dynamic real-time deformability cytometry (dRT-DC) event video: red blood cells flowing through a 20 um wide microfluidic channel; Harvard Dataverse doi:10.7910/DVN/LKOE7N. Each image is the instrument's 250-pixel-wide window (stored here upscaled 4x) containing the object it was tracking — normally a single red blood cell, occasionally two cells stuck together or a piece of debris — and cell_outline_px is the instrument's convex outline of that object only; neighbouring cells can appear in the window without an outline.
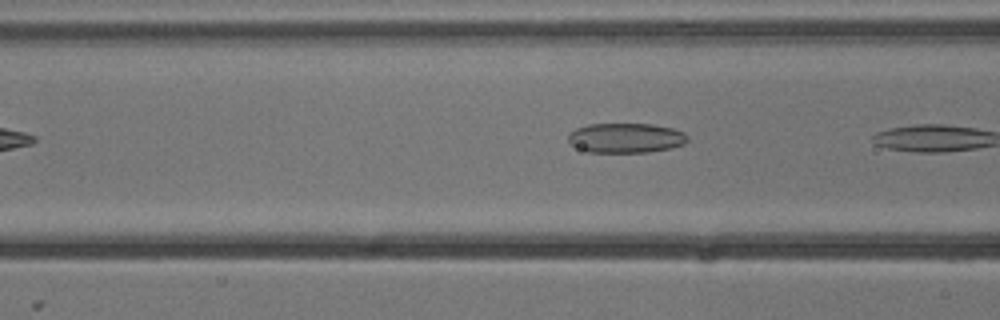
{"species": "common noctule bat (a hibernating species)", "species_latin": "Nyctalus noctula", "temperature_condition": "cold", "stored_images_in_passage": 4, "camera_frame_rate_fps": 3000, "um_per_image_px": 0.085, "animal": {"sex": "male", "body_mass_g": 13.3}, "frame": {"image": 1, "passage_image": 4, "time_ms": 1.0, "image_size_px": [1000, 320], "cell_outline_px": [[688, 140], [684, 144], [672, 148], [648, 152], [588, 152], [572, 144], [568, 140], [568, 136], [576, 128], [588, 124], [652, 124], [672, 128], [684, 132], [688, 136]], "centroid_in_image_um": [53.24, 11.72], "position_along_channel_um": 113.4, "area_um2": 20.63}}